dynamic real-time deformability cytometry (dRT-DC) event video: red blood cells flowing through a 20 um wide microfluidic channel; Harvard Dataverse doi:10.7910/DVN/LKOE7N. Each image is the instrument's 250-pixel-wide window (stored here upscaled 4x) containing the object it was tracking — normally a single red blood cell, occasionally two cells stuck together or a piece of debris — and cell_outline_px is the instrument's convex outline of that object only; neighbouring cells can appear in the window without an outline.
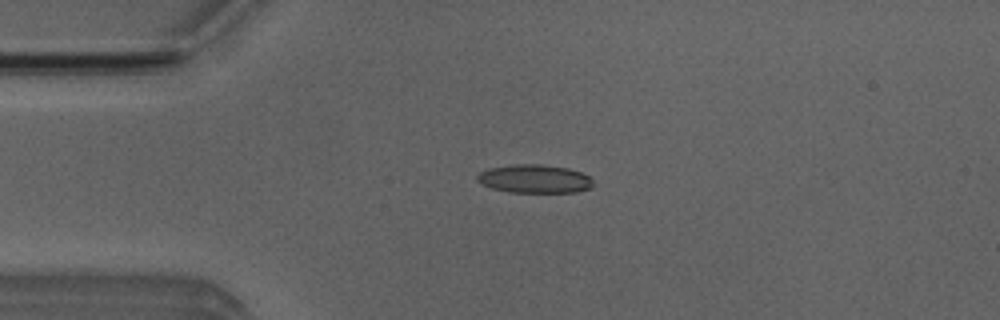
{"species": "Egyptian fruit bat (a non-hibernating species)", "species_latin": "Rousettus aegyptiacus", "temperature_condition": "room temperature", "stored_images_in_passage": 50, "camera_frame_rate_fps": 3000, "um_per_image_px": 0.085, "animal": {"sex": "male"}, "frame": {"image": 1, "passage_image": 11, "time_ms": 3.333, "image_size_px": [1000, 320], "cell_outline_px": [[592, 184], [588, 188], [576, 192], [508, 192], [492, 188], [476, 180], [476, 176], [480, 172], [488, 168], [512, 164], [540, 164], [568, 168], [580, 172], [588, 176], [592, 180]], "centroid_in_image_um": [45.4, 15.19], "position_along_channel_um": 39.6, "area_um2": 19.07}}
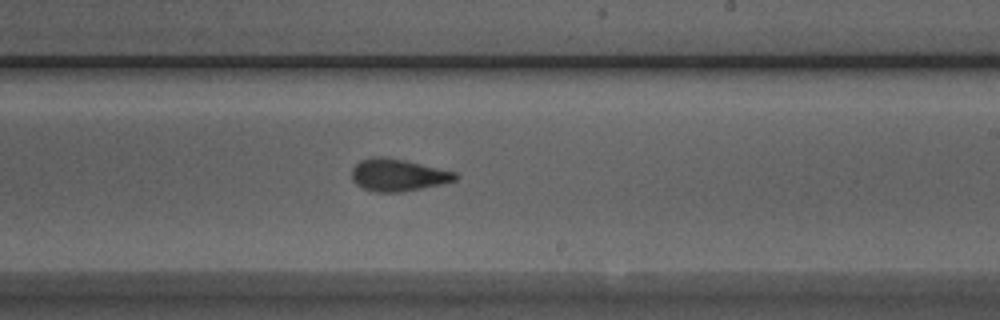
{"frame": {"image": 2, "passage_image": 29, "time_ms": 9.333, "image_size_px": [1000, 320], "cell_outline_px": [[460, 176], [456, 180], [440, 184], [400, 192], [376, 192], [364, 188], [356, 184], [352, 180], [352, 168], [360, 160], [372, 156], [384, 156], [404, 160], [456, 172]], "centroid_in_image_um": [33.81, 14.86], "position_along_channel_um": 255.2, "area_um2": 19.36}}
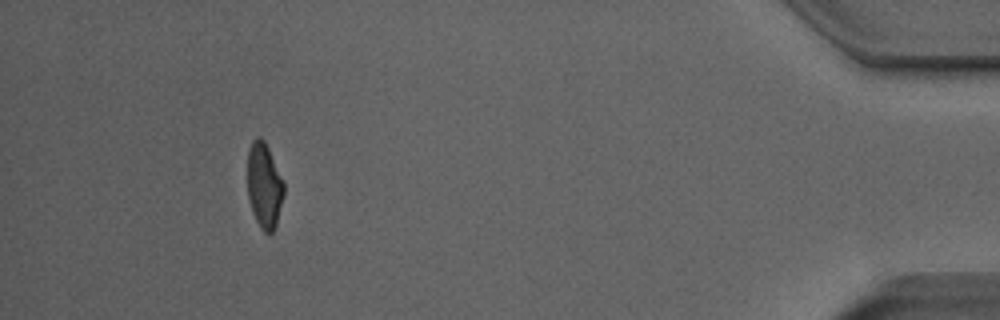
{"frame": {"image": 3, "passage_image": 46, "time_ms": 15.0, "image_size_px": [1000, 320], "cell_outline_px": [[284, 196], [276, 224], [272, 232], [264, 232], [260, 228], [252, 212], [248, 196], [248, 148], [252, 140], [256, 136], [260, 136], [264, 140], [284, 180]], "centroid_in_image_um": [22.46, 15.74], "position_along_channel_um": 412.7, "area_um2": 18.21}, "authors_computed_cell_mechanics": {"area_um2": 19.1029, "velocity_mm_per_s": 4.0039, "shape_relaxation_time_tau1_ms": 5.1506, "shape_relaxation_time_tau2_ms": 1.6322, "deformation_change_tau1": 0.1574, "deformation_change_tau2": 0.0906}}